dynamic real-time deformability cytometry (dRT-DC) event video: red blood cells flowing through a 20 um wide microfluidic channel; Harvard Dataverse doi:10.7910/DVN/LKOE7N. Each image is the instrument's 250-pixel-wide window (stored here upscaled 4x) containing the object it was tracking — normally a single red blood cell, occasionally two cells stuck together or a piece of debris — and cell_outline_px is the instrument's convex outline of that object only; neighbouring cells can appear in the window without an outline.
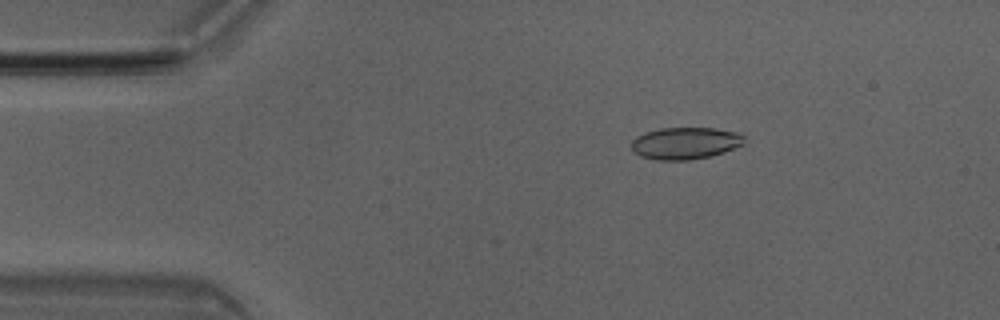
{"species": "Egyptian fruit bat (a non-hibernating species)", "species_latin": "Rousettus aegyptiacus", "temperature_condition": "room temperature", "stored_images_in_passage": 7, "camera_frame_rate_fps": 3000, "um_per_image_px": 0.085, "animal": {"sex": "male"}, "frame": {"image": 1, "passage_image": 2, "time_ms": 0.333, "image_size_px": [1000, 320], "cell_outline_px": [[744, 144], [724, 152], [712, 156], [688, 160], [656, 160], [640, 156], [632, 148], [632, 140], [636, 136], [644, 132], [660, 128], [716, 128], [740, 132], [744, 136]], "centroid_in_image_um": [58.27, 12.16], "position_along_channel_um": 26.7, "area_um2": 21.21}}